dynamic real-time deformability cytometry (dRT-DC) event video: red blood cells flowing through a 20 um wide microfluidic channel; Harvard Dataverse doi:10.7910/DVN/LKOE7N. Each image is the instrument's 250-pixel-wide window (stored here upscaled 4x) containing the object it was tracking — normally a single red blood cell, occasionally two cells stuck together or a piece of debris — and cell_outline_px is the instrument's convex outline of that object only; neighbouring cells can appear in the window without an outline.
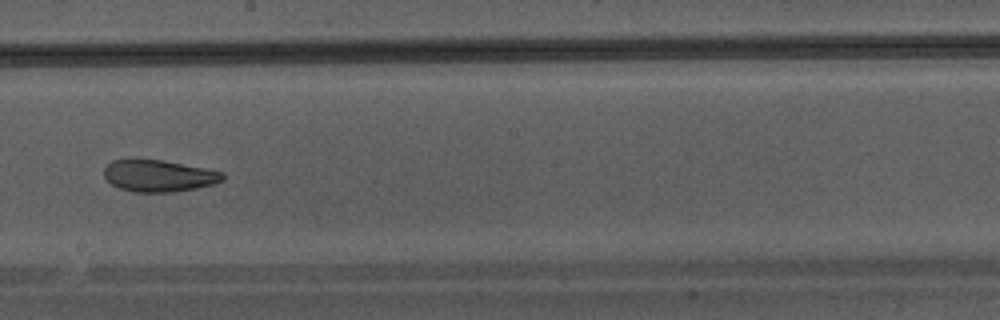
{"species": "Egyptian fruit bat (a non-hibernating species)", "species_latin": "Rousettus aegyptiacus", "temperature_condition": "warm", "stored_images_in_passage": 45, "camera_frame_rate_fps": 3000, "um_per_image_px": 0.085, "animal": {"sex": "male"}, "frame": {"image": 1, "passage_image": 26, "time_ms": 8.333, "image_size_px": [1000, 320], "cell_outline_px": [[224, 180], [212, 184], [196, 188], [172, 192], [132, 192], [120, 188], [112, 184], [104, 176], [104, 168], [112, 160], [164, 160], [224, 172]], "centroid_in_image_um": [13.5, 14.95], "position_along_channel_um": 234.7, "area_um2": 21.79}}